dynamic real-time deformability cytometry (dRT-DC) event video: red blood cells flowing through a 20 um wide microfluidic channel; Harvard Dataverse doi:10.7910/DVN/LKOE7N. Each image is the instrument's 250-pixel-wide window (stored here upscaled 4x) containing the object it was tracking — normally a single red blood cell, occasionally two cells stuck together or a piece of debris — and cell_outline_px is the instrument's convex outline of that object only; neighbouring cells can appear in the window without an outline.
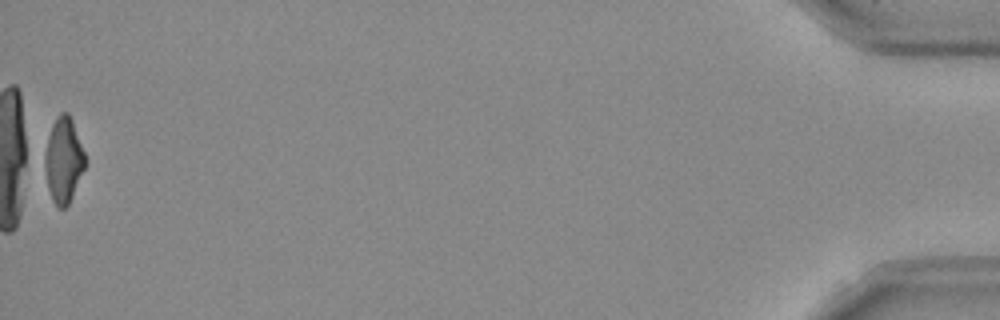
{"species": "Egyptian fruit bat (a non-hibernating species)", "species_latin": "Rousettus aegyptiacus", "temperature_condition": "room temperature", "stored_images_in_passage": 50, "camera_frame_rate_fps": 3000, "um_per_image_px": 0.085, "frame": {"image": 1, "passage_image": 50, "time_ms": 16.333, "image_size_px": [1000, 320], "cell_outline_px": [[84, 168], [72, 196], [68, 204], [64, 208], [60, 208], [52, 200], [40, 164], [40, 160], [52, 124], [56, 116], [60, 112], [68, 112], [72, 120], [84, 152]], "centroid_in_image_um": [5.31, 13.59], "position_along_channel_um": 429.9, "area_um2": 20.4}, "authors_computed_cell_mechanics": {"area_um2": 20.9236, "velocity_mm_per_s": 3.9664, "shape_relaxation_time_tau1_ms": null, "shape_relaxation_time_tau2_ms": 1.8877, "deformation_change_tau1": null, "deformation_change_tau2": 0.0797}}